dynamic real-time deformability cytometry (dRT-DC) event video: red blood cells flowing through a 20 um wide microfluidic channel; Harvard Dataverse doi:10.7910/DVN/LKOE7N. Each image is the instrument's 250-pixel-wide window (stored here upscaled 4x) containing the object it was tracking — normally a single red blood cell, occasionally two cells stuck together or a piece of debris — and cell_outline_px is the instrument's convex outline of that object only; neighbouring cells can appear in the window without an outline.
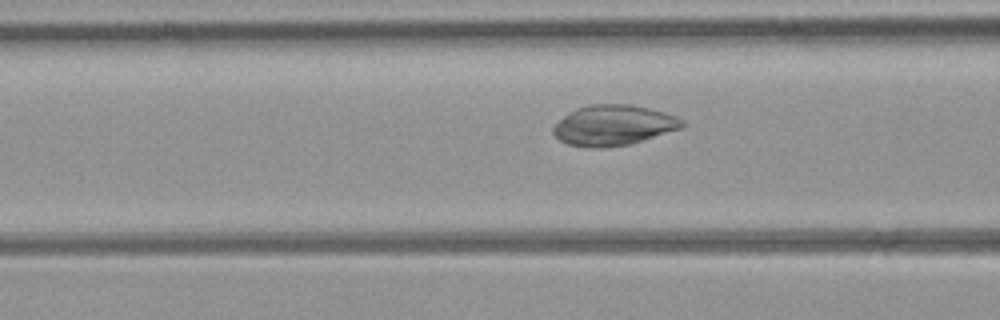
{"species": "common noctule bat (a hibernating species)", "species_latin": "Nyctalus noctula", "temperature_condition": "room temperature", "stored_images_in_passage": 51, "camera_frame_rate_fps": 3000, "um_per_image_px": 0.085, "animal": {"sex": "female", "body_mass_g": 21.9}, "frame": {"image": 1, "passage_image": 19, "time_ms": 6.0, "image_size_px": [1000, 320], "cell_outline_px": [[684, 128], [628, 144], [600, 148], [588, 148], [568, 144], [560, 140], [552, 132], [552, 128], [568, 112], [576, 108], [588, 104], [632, 104], [664, 112], [676, 116], [684, 120]], "centroid_in_image_um": [52.15, 10.64], "position_along_channel_um": 114.5, "area_um2": 30.4}}
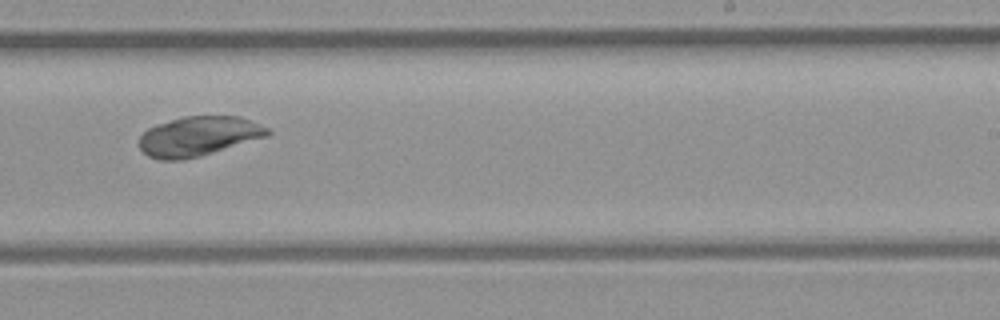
{"frame": {"image": 2, "passage_image": 31, "time_ms": 10.0, "image_size_px": [1000, 320], "cell_outline_px": [[272, 132], [268, 136], [200, 156], [184, 160], [160, 160], [148, 156], [140, 148], [140, 136], [148, 128], [156, 124], [184, 116], [240, 116], [260, 124], [268, 128]], "centroid_in_image_um": [16.88, 11.58], "position_along_channel_um": 272.1, "area_um2": 29.59}}
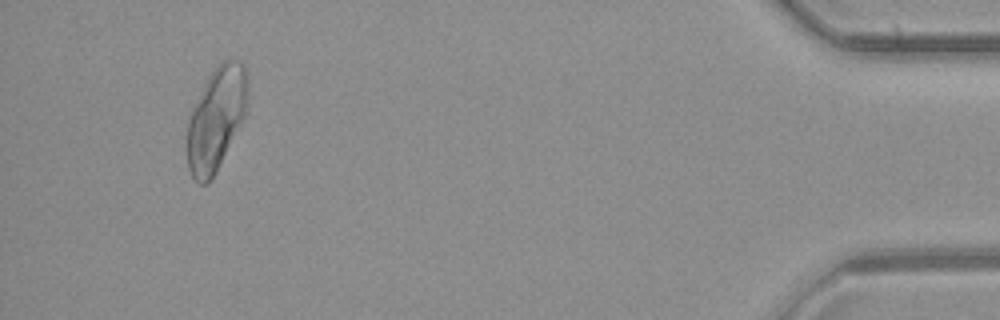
{"frame": {"image": 3, "passage_image": 48, "time_ms": 15.667, "image_size_px": [1000, 320], "cell_outline_px": [[248, 96], [244, 116], [212, 180], [208, 184], [200, 184], [192, 176], [188, 168], [188, 120], [204, 84], [212, 68], [228, 56], [232, 56], [240, 60], [244, 64], [248, 76]], "centroid_in_image_um": [18.41, 10.01], "position_along_channel_um": 416.8, "area_um2": 36.41}}